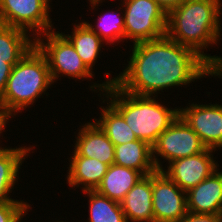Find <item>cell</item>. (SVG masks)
Wrapping results in <instances>:
<instances>
[{
    "label": "cell",
    "mask_w": 222,
    "mask_h": 222,
    "mask_svg": "<svg viewBox=\"0 0 222 222\" xmlns=\"http://www.w3.org/2000/svg\"><path fill=\"white\" fill-rule=\"evenodd\" d=\"M132 53L127 66L118 76L107 81L94 83L91 91L101 94L106 86L116 84L126 93L139 96H157L160 91L173 86H183L206 76L219 74L194 49L171 40L166 35L162 38L143 41L132 46ZM98 88V89H97ZM96 89V90H95Z\"/></svg>",
    "instance_id": "obj_1"
},
{
    "label": "cell",
    "mask_w": 222,
    "mask_h": 222,
    "mask_svg": "<svg viewBox=\"0 0 222 222\" xmlns=\"http://www.w3.org/2000/svg\"><path fill=\"white\" fill-rule=\"evenodd\" d=\"M221 3V0H186L167 14L165 32L171 40L194 49L219 74H222V57L210 56L204 50L218 45L222 36Z\"/></svg>",
    "instance_id": "obj_2"
},
{
    "label": "cell",
    "mask_w": 222,
    "mask_h": 222,
    "mask_svg": "<svg viewBox=\"0 0 222 222\" xmlns=\"http://www.w3.org/2000/svg\"><path fill=\"white\" fill-rule=\"evenodd\" d=\"M103 100L123 117L137 139L153 146L159 135L179 116V108H167L156 96H139L126 93L116 84L106 86ZM109 99V100H108Z\"/></svg>",
    "instance_id": "obj_3"
},
{
    "label": "cell",
    "mask_w": 222,
    "mask_h": 222,
    "mask_svg": "<svg viewBox=\"0 0 222 222\" xmlns=\"http://www.w3.org/2000/svg\"><path fill=\"white\" fill-rule=\"evenodd\" d=\"M54 84L45 56L34 45L12 67L0 104L13 116L46 94ZM15 113V114H14Z\"/></svg>",
    "instance_id": "obj_4"
},
{
    "label": "cell",
    "mask_w": 222,
    "mask_h": 222,
    "mask_svg": "<svg viewBox=\"0 0 222 222\" xmlns=\"http://www.w3.org/2000/svg\"><path fill=\"white\" fill-rule=\"evenodd\" d=\"M35 46L47 60L53 83L64 75L75 80H87L94 76L62 32L52 30L37 36Z\"/></svg>",
    "instance_id": "obj_5"
},
{
    "label": "cell",
    "mask_w": 222,
    "mask_h": 222,
    "mask_svg": "<svg viewBox=\"0 0 222 222\" xmlns=\"http://www.w3.org/2000/svg\"><path fill=\"white\" fill-rule=\"evenodd\" d=\"M125 39L133 44L162 38L166 32L167 14L154 0H124ZM125 10V11H124Z\"/></svg>",
    "instance_id": "obj_6"
},
{
    "label": "cell",
    "mask_w": 222,
    "mask_h": 222,
    "mask_svg": "<svg viewBox=\"0 0 222 222\" xmlns=\"http://www.w3.org/2000/svg\"><path fill=\"white\" fill-rule=\"evenodd\" d=\"M51 0H0V24L32 32L33 39L55 30L50 17Z\"/></svg>",
    "instance_id": "obj_7"
},
{
    "label": "cell",
    "mask_w": 222,
    "mask_h": 222,
    "mask_svg": "<svg viewBox=\"0 0 222 222\" xmlns=\"http://www.w3.org/2000/svg\"><path fill=\"white\" fill-rule=\"evenodd\" d=\"M207 147L199 136L179 115L173 123L162 132L152 146L153 161L157 170L162 171L163 165L159 156L168 160V164L176 159L189 157L204 152Z\"/></svg>",
    "instance_id": "obj_8"
},
{
    "label": "cell",
    "mask_w": 222,
    "mask_h": 222,
    "mask_svg": "<svg viewBox=\"0 0 222 222\" xmlns=\"http://www.w3.org/2000/svg\"><path fill=\"white\" fill-rule=\"evenodd\" d=\"M154 222H179L187 214L186 192L163 171L152 173Z\"/></svg>",
    "instance_id": "obj_9"
},
{
    "label": "cell",
    "mask_w": 222,
    "mask_h": 222,
    "mask_svg": "<svg viewBox=\"0 0 222 222\" xmlns=\"http://www.w3.org/2000/svg\"><path fill=\"white\" fill-rule=\"evenodd\" d=\"M209 104L198 102L185 108L179 107V115L207 148L219 150L222 148V105Z\"/></svg>",
    "instance_id": "obj_10"
},
{
    "label": "cell",
    "mask_w": 222,
    "mask_h": 222,
    "mask_svg": "<svg viewBox=\"0 0 222 222\" xmlns=\"http://www.w3.org/2000/svg\"><path fill=\"white\" fill-rule=\"evenodd\" d=\"M213 151L216 150L207 148L204 152L176 159L167 164L168 169L162 171L187 192L219 168L218 162L213 159Z\"/></svg>",
    "instance_id": "obj_11"
},
{
    "label": "cell",
    "mask_w": 222,
    "mask_h": 222,
    "mask_svg": "<svg viewBox=\"0 0 222 222\" xmlns=\"http://www.w3.org/2000/svg\"><path fill=\"white\" fill-rule=\"evenodd\" d=\"M218 170L186 192L188 212L222 215V171Z\"/></svg>",
    "instance_id": "obj_12"
},
{
    "label": "cell",
    "mask_w": 222,
    "mask_h": 222,
    "mask_svg": "<svg viewBox=\"0 0 222 222\" xmlns=\"http://www.w3.org/2000/svg\"><path fill=\"white\" fill-rule=\"evenodd\" d=\"M93 122L82 124L76 137L74 150L78 155L96 158L108 164L114 163L115 146L101 128Z\"/></svg>",
    "instance_id": "obj_13"
},
{
    "label": "cell",
    "mask_w": 222,
    "mask_h": 222,
    "mask_svg": "<svg viewBox=\"0 0 222 222\" xmlns=\"http://www.w3.org/2000/svg\"><path fill=\"white\" fill-rule=\"evenodd\" d=\"M69 158L67 184L70 187H83L82 191H95L108 171L109 165L96 158L78 155L75 151Z\"/></svg>",
    "instance_id": "obj_14"
},
{
    "label": "cell",
    "mask_w": 222,
    "mask_h": 222,
    "mask_svg": "<svg viewBox=\"0 0 222 222\" xmlns=\"http://www.w3.org/2000/svg\"><path fill=\"white\" fill-rule=\"evenodd\" d=\"M127 222H154L152 205V174L145 175L121 202Z\"/></svg>",
    "instance_id": "obj_15"
},
{
    "label": "cell",
    "mask_w": 222,
    "mask_h": 222,
    "mask_svg": "<svg viewBox=\"0 0 222 222\" xmlns=\"http://www.w3.org/2000/svg\"><path fill=\"white\" fill-rule=\"evenodd\" d=\"M143 177L140 171L113 163L95 191L121 203L127 192Z\"/></svg>",
    "instance_id": "obj_16"
},
{
    "label": "cell",
    "mask_w": 222,
    "mask_h": 222,
    "mask_svg": "<svg viewBox=\"0 0 222 222\" xmlns=\"http://www.w3.org/2000/svg\"><path fill=\"white\" fill-rule=\"evenodd\" d=\"M114 163L140 171L144 176L157 171L152 146L140 139L116 145Z\"/></svg>",
    "instance_id": "obj_17"
},
{
    "label": "cell",
    "mask_w": 222,
    "mask_h": 222,
    "mask_svg": "<svg viewBox=\"0 0 222 222\" xmlns=\"http://www.w3.org/2000/svg\"><path fill=\"white\" fill-rule=\"evenodd\" d=\"M31 150H33L32 146L5 147L0 150V204L15 200L8 195L14 189L21 165Z\"/></svg>",
    "instance_id": "obj_18"
},
{
    "label": "cell",
    "mask_w": 222,
    "mask_h": 222,
    "mask_svg": "<svg viewBox=\"0 0 222 222\" xmlns=\"http://www.w3.org/2000/svg\"><path fill=\"white\" fill-rule=\"evenodd\" d=\"M73 25L71 35L62 34L71 42L82 61L92 71L97 58L100 57L104 41L84 21Z\"/></svg>",
    "instance_id": "obj_19"
},
{
    "label": "cell",
    "mask_w": 222,
    "mask_h": 222,
    "mask_svg": "<svg viewBox=\"0 0 222 222\" xmlns=\"http://www.w3.org/2000/svg\"><path fill=\"white\" fill-rule=\"evenodd\" d=\"M106 103L107 106H101L100 108L101 117L92 120H95L94 122L107 135L114 146L138 140L123 117L108 102Z\"/></svg>",
    "instance_id": "obj_20"
},
{
    "label": "cell",
    "mask_w": 222,
    "mask_h": 222,
    "mask_svg": "<svg viewBox=\"0 0 222 222\" xmlns=\"http://www.w3.org/2000/svg\"><path fill=\"white\" fill-rule=\"evenodd\" d=\"M32 38L22 29L0 24V59H22L35 45Z\"/></svg>",
    "instance_id": "obj_21"
},
{
    "label": "cell",
    "mask_w": 222,
    "mask_h": 222,
    "mask_svg": "<svg viewBox=\"0 0 222 222\" xmlns=\"http://www.w3.org/2000/svg\"><path fill=\"white\" fill-rule=\"evenodd\" d=\"M89 197L88 222H127L121 203L102 196L96 191H84Z\"/></svg>",
    "instance_id": "obj_22"
},
{
    "label": "cell",
    "mask_w": 222,
    "mask_h": 222,
    "mask_svg": "<svg viewBox=\"0 0 222 222\" xmlns=\"http://www.w3.org/2000/svg\"><path fill=\"white\" fill-rule=\"evenodd\" d=\"M117 13H115V11H108V13L106 12L102 15H98L96 26L91 23L89 24V22H84L106 43V45L108 43L113 45L116 42L119 43L125 40L124 14L122 13L121 16L120 12L117 11Z\"/></svg>",
    "instance_id": "obj_23"
},
{
    "label": "cell",
    "mask_w": 222,
    "mask_h": 222,
    "mask_svg": "<svg viewBox=\"0 0 222 222\" xmlns=\"http://www.w3.org/2000/svg\"><path fill=\"white\" fill-rule=\"evenodd\" d=\"M27 205V201L23 200L1 203L0 222H11Z\"/></svg>",
    "instance_id": "obj_24"
},
{
    "label": "cell",
    "mask_w": 222,
    "mask_h": 222,
    "mask_svg": "<svg viewBox=\"0 0 222 222\" xmlns=\"http://www.w3.org/2000/svg\"><path fill=\"white\" fill-rule=\"evenodd\" d=\"M21 59H0V97L5 91L12 67Z\"/></svg>",
    "instance_id": "obj_25"
},
{
    "label": "cell",
    "mask_w": 222,
    "mask_h": 222,
    "mask_svg": "<svg viewBox=\"0 0 222 222\" xmlns=\"http://www.w3.org/2000/svg\"><path fill=\"white\" fill-rule=\"evenodd\" d=\"M179 222H222V215L187 212Z\"/></svg>",
    "instance_id": "obj_26"
},
{
    "label": "cell",
    "mask_w": 222,
    "mask_h": 222,
    "mask_svg": "<svg viewBox=\"0 0 222 222\" xmlns=\"http://www.w3.org/2000/svg\"><path fill=\"white\" fill-rule=\"evenodd\" d=\"M168 14L173 9L182 5L186 0H154Z\"/></svg>",
    "instance_id": "obj_27"
},
{
    "label": "cell",
    "mask_w": 222,
    "mask_h": 222,
    "mask_svg": "<svg viewBox=\"0 0 222 222\" xmlns=\"http://www.w3.org/2000/svg\"><path fill=\"white\" fill-rule=\"evenodd\" d=\"M12 115L0 104V135L5 130L6 124H8V120L11 119ZM1 137V136H0ZM5 149L0 146V150Z\"/></svg>",
    "instance_id": "obj_28"
},
{
    "label": "cell",
    "mask_w": 222,
    "mask_h": 222,
    "mask_svg": "<svg viewBox=\"0 0 222 222\" xmlns=\"http://www.w3.org/2000/svg\"><path fill=\"white\" fill-rule=\"evenodd\" d=\"M30 207V204H28L11 222H23L22 218H24L29 209H32Z\"/></svg>",
    "instance_id": "obj_29"
},
{
    "label": "cell",
    "mask_w": 222,
    "mask_h": 222,
    "mask_svg": "<svg viewBox=\"0 0 222 222\" xmlns=\"http://www.w3.org/2000/svg\"><path fill=\"white\" fill-rule=\"evenodd\" d=\"M88 1L90 2L89 4L91 5L92 9H96V6L98 7V5L105 0H88Z\"/></svg>",
    "instance_id": "obj_30"
}]
</instances>
